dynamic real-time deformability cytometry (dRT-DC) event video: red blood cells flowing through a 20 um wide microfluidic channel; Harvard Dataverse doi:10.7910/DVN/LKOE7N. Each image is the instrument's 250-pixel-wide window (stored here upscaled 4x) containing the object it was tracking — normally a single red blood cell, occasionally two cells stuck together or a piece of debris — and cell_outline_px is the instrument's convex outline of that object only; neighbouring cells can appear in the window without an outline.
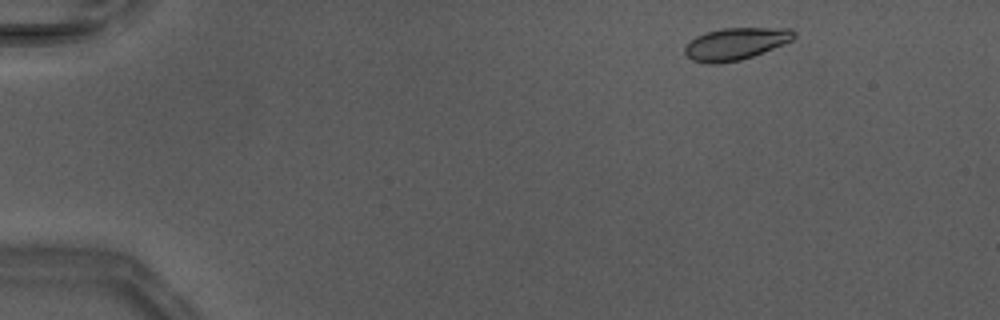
{"species": "Egyptian fruit bat (a non-hibernating species)", "species_latin": "Rousettus aegyptiacus", "temperature_condition": "warm", "stored_images_in_passage": 21, "camera_frame_rate_fps": 3000, "um_per_image_px": 0.085, "animal": {"sex": "male"}, "frame": {"image": 1, "passage_image": 5, "time_ms": 1.333, "image_size_px": [1000, 320], "cell_outline_px": [[796, 36], [792, 40], [784, 44], [752, 56], [740, 60], [716, 64], [708, 64], [692, 60], [684, 52], [684, 48], [696, 36], [708, 32], [724, 28], [792, 28], [796, 32]], "centroid_in_image_um": [62.56, 3.72], "position_along_channel_um": 22.4, "area_um2": 20.29}}
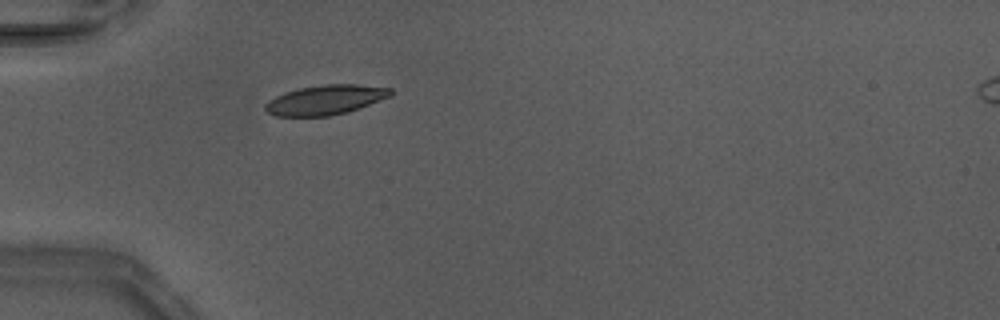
{"frame": {"image": 2, "passage_image": 14, "time_ms": 4.333, "image_size_px": [1000, 320], "cell_outline_px": [[392, 96], [348, 112], [328, 116], [276, 116], [268, 112], [264, 108], [264, 104], [268, 100], [284, 92], [300, 88], [324, 84], [356, 84], [392, 88]], "centroid_in_image_um": [27.67, 8.48], "position_along_channel_um": 57.3, "area_um2": 21.73}}
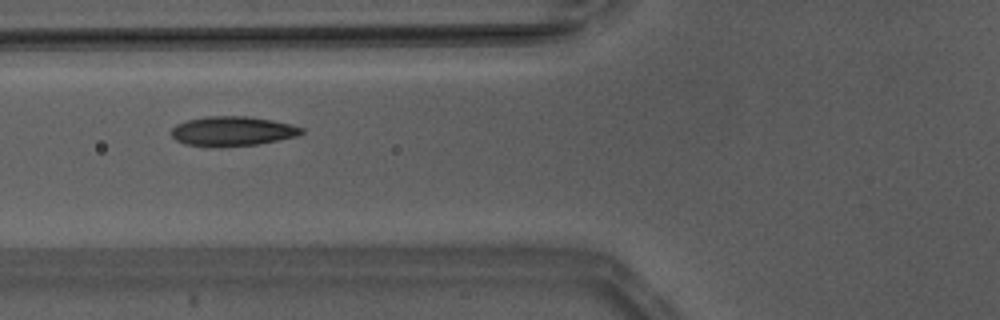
{"frame": {"image": 3, "passage_image": 18, "time_ms": 5.667, "image_size_px": [1000, 320], "cell_outline_px": [[304, 132], [296, 136], [280, 140], [256, 144], [184, 144], [176, 140], [172, 136], [172, 128], [176, 124], [188, 120], [204, 116], [248, 116], [272, 120], [292, 124], [304, 128]], "centroid_in_image_um": [19.81, 11.1], "position_along_channel_um": 106.0, "area_um2": 21.68}}